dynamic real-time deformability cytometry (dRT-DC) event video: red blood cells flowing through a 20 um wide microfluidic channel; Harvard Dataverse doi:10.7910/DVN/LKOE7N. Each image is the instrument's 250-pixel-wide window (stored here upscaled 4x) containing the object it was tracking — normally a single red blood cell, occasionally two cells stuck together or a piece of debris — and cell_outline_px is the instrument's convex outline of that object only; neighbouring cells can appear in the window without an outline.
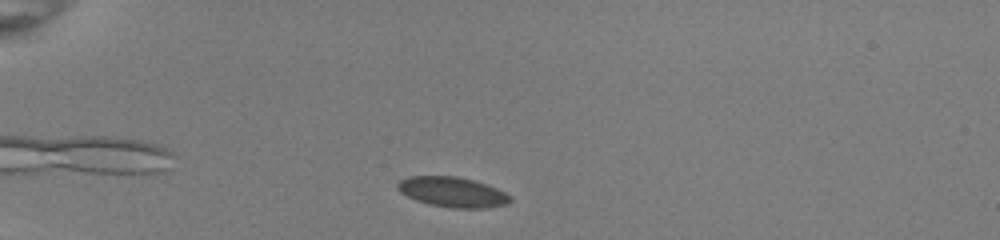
{"species": "common noctule bat (a hibernating species)", "species_latin": "Nyctalus noctula", "temperature_condition": "room temperature", "stored_images_in_passage": 43, "camera_frame_rate_fps": 3000, "um_per_image_px": 0.085, "animal": {"sex": "female", "body_mass_g": 22.0, "forearm_length_mm": 56.7}, "frame": {"image": 1, "passage_image": 4, "time_ms": 1.0, "image_size_px": [1000, 240], "cell_outline_px": [[512, 200], [508, 204], [488, 208], [452, 208], [428, 204], [416, 200], [400, 192], [396, 188], [396, 184], [400, 180], [408, 176], [456, 176], [476, 180], [488, 184], [512, 196]], "centroid_in_image_um": [38.48, 16.32], "position_along_channel_um": 46.5, "area_um2": 20.06}}
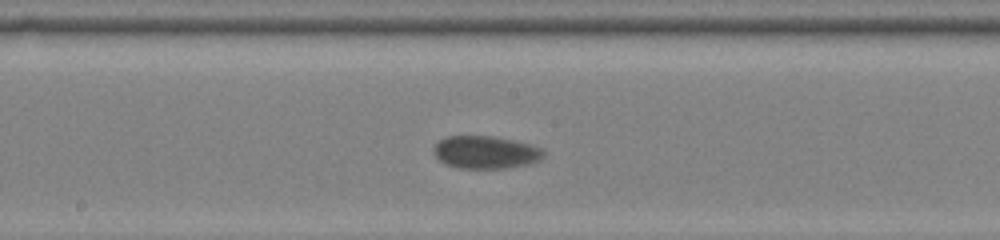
{"frame": {"image": 2, "passage_image": 20, "time_ms": 6.333, "image_size_px": [1000, 240], "cell_outline_px": [[544, 156], [540, 160], [528, 164], [504, 168], [460, 168], [444, 164], [432, 152], [432, 148], [440, 140], [448, 136], [496, 136], [532, 144], [544, 148]], "centroid_in_image_um": [41.3, 12.93], "position_along_channel_um": 206.9, "area_um2": 21.15}}
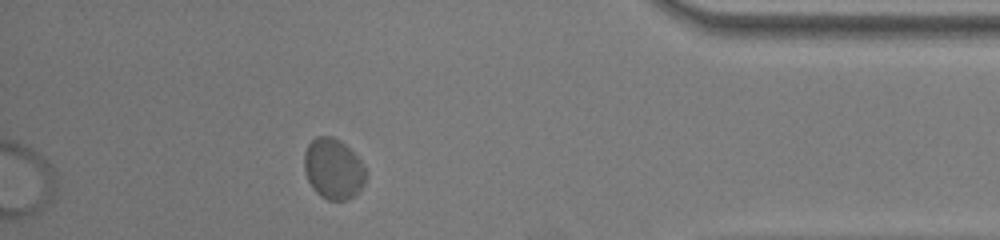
{"frame": {"image": 3, "passage_image": 38, "time_ms": 12.333, "image_size_px": [1000, 240], "cell_outline_px": [[364, 184], [360, 192], [348, 200], [328, 200], [320, 196], [312, 188], [304, 172], [304, 152], [308, 144], [316, 136], [332, 136], [340, 140], [364, 164]], "centroid_in_image_um": [28.31, 14.36], "position_along_channel_um": 406.9, "area_um2": 21.85}, "authors_computed_cell_mechanics": {"area_um2": 20.6924, "velocity_mm_per_s": 3.7855, "shape_relaxation_time_tau1_ms": 1.7234, "shape_relaxation_time_tau2_ms": null, "deformation_change_tau1": 0.0529, "deformation_change_tau2": null}}